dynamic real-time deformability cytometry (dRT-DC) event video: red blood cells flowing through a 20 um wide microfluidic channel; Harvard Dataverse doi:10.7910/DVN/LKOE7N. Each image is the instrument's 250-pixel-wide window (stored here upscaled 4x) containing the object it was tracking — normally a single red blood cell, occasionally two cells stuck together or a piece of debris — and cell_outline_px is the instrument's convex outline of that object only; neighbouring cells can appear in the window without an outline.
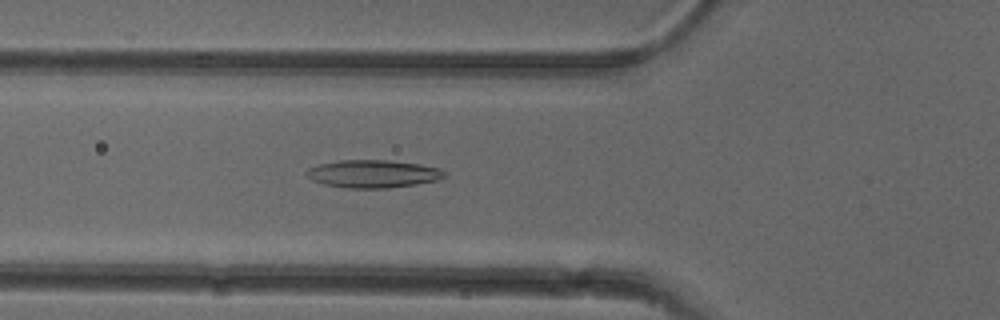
{"species": "common noctule bat (a hibernating species)", "species_latin": "Nyctalus noctula", "temperature_condition": "cold", "stored_images_in_passage": 52, "camera_frame_rate_fps": 3000, "um_per_image_px": 0.085, "animal": {"sex": "female"}, "frame": {"image": 1, "passage_image": 19, "time_ms": 6.0, "image_size_px": [1000, 320], "cell_outline_px": [[448, 176], [436, 180], [416, 184], [388, 188], [348, 188], [324, 184], [312, 180], [304, 172], [308, 168], [320, 164], [340, 160], [388, 160], [420, 164], [440, 168]], "centroid_in_image_um": [31.71, 14.77], "position_along_channel_um": 94.1, "area_um2": 22.31}}
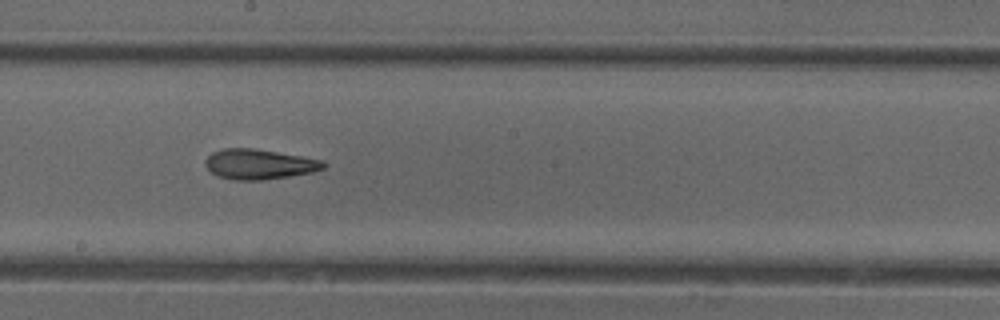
{"frame": {"image": 2, "passage_image": 29, "time_ms": 9.333, "image_size_px": [1000, 320], "cell_outline_px": [[328, 164], [324, 168], [312, 172], [264, 180], [236, 180], [216, 176], [204, 164], [204, 160], [212, 152], [224, 148], [252, 148], [324, 160]], "centroid_in_image_um": [22.02, 13.96], "position_along_channel_um": 226.2, "area_um2": 20.69}}
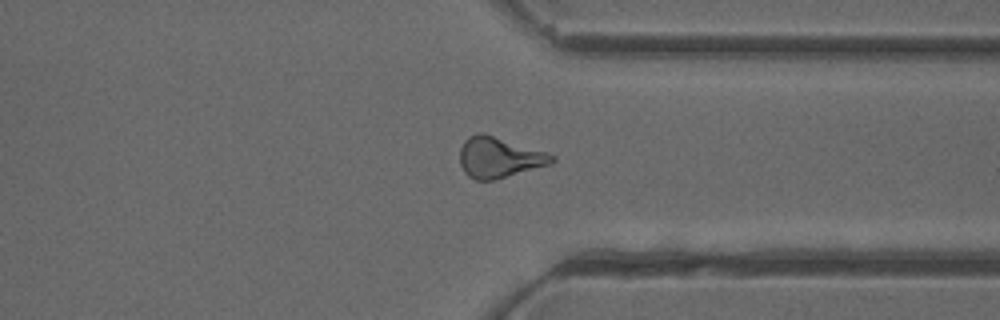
{"frame": {"image": 3, "passage_image": 40, "time_ms": 13.0, "image_size_px": [1000, 320], "cell_outline_px": [[556, 160], [548, 164], [492, 180], [476, 180], [468, 176], [464, 172], [460, 164], [460, 148], [464, 140], [468, 136], [476, 132], [484, 132], [548, 152], [556, 156]], "centroid_in_image_um": [42.39, 13.34], "position_along_channel_um": 369.0, "area_um2": 21.85}, "authors_computed_cell_mechanics": {"area_um2": 21.5016, "velocity_mm_per_s": 3.9352, "shape_relaxation_time_tau1_ms": null, "shape_relaxation_time_tau2_ms": 3.5943, "deformation_change_tau1": null, "deformation_change_tau2": 0.1348}}